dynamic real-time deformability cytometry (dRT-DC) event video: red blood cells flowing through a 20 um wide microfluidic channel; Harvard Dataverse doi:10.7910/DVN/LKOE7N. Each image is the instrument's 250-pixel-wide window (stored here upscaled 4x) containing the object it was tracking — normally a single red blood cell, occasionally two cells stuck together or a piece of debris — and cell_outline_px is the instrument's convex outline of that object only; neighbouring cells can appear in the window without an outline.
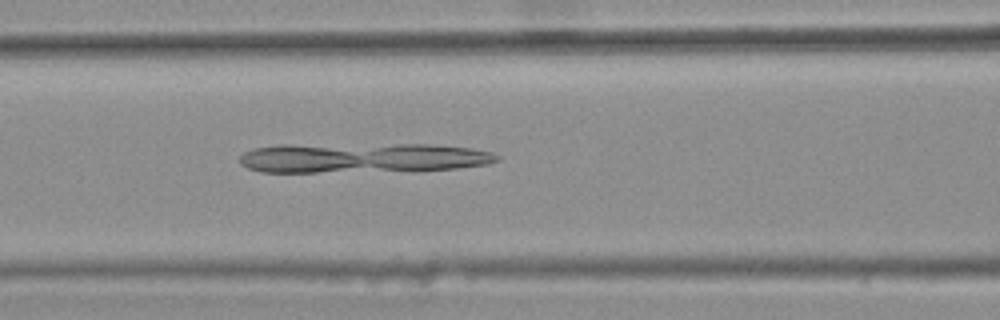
{"species": "common noctule bat (a hibernating species)", "species_latin": "Nyctalus noctula", "temperature_condition": "warm", "stored_images_in_passage": 47, "camera_frame_rate_fps": 3000, "um_per_image_px": 0.085, "animal": {"sex": "female", "body_mass_g": 25.1}, "frame": {"image": 1, "passage_image": 22, "time_ms": 7.0, "image_size_px": [1000, 320], "cell_outline_px": [[500, 160], [488, 164], [456, 168], [316, 172], [260, 172], [248, 168], [240, 164], [240, 156], [244, 152], [252, 148], [280, 144], [428, 144], [472, 148], [492, 152], [500, 156]], "centroid_in_image_um": [30.75, 13.39], "position_along_channel_um": 135.9, "area_um2": 44.68}}
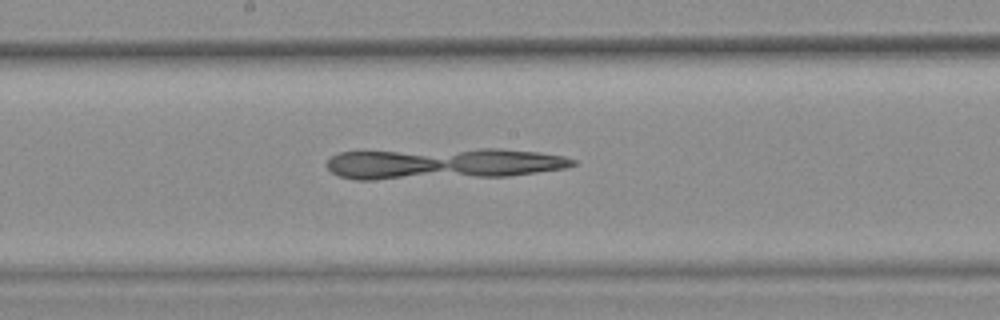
{"frame": {"image": 2, "passage_image": 28, "time_ms": 9.0, "image_size_px": [1000, 320], "cell_outline_px": [[576, 164], [568, 168], [508, 176], [376, 180], [356, 180], [336, 176], [328, 168], [328, 160], [332, 156], [340, 152], [480, 148], [500, 148], [540, 152], [564, 156], [576, 160]], "centroid_in_image_um": [37.68, 13.91], "position_along_channel_um": 210.5, "area_um2": 45.26}}
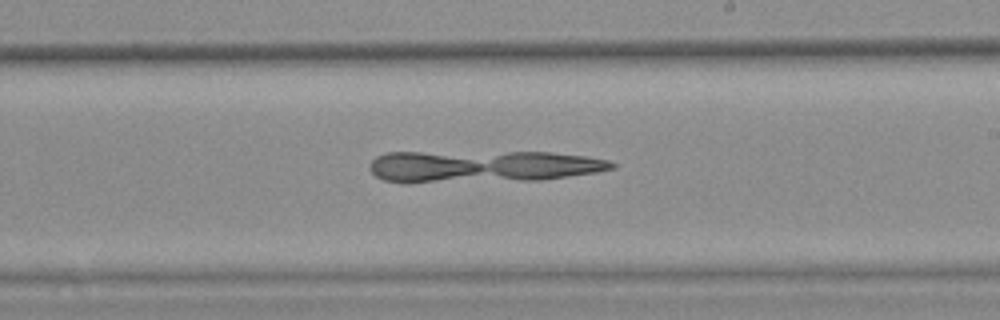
{"frame": {"image": 3, "passage_image": 31, "time_ms": 10.0, "image_size_px": [1000, 320], "cell_outline_px": [[616, 168], [596, 172], [540, 180], [408, 184], [384, 180], [376, 176], [368, 168], [368, 164], [376, 156], [388, 152], [548, 152], [584, 156], [608, 160], [616, 164]], "centroid_in_image_um": [40.92, 14.16], "position_along_channel_um": 248.1, "area_um2": 46.01}}